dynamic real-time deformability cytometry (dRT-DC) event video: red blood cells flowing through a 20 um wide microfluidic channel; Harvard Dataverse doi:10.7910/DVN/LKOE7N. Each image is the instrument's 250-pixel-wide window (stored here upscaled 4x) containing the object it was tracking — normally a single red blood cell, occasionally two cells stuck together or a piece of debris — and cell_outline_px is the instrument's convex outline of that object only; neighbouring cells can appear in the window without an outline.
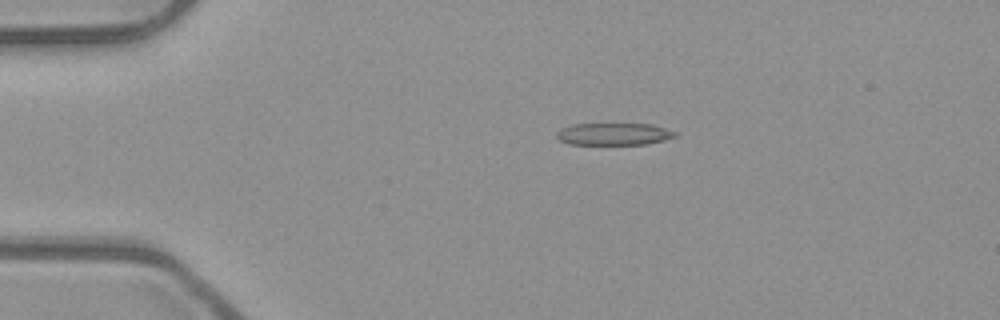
{"species": "common noctule bat (a hibernating species)", "species_latin": "Nyctalus noctula", "temperature_condition": "room temperature", "stored_images_in_passage": 42, "camera_frame_rate_fps": 3000, "um_per_image_px": 0.085, "animal": {"sex": "male", "body_mass_g": 23.1, "forearm_length_mm": 52.7}, "frame": {"image": 1, "passage_image": 1, "time_ms": 0.0, "image_size_px": [1000, 320], "cell_outline_px": [[676, 136], [664, 140], [648, 144], [568, 144], [560, 140], [556, 136], [556, 132], [572, 124], [652, 124], [676, 132]], "centroid_in_image_um": [52.18, 11.39], "position_along_channel_um": 32.8, "area_um2": 15.14}}
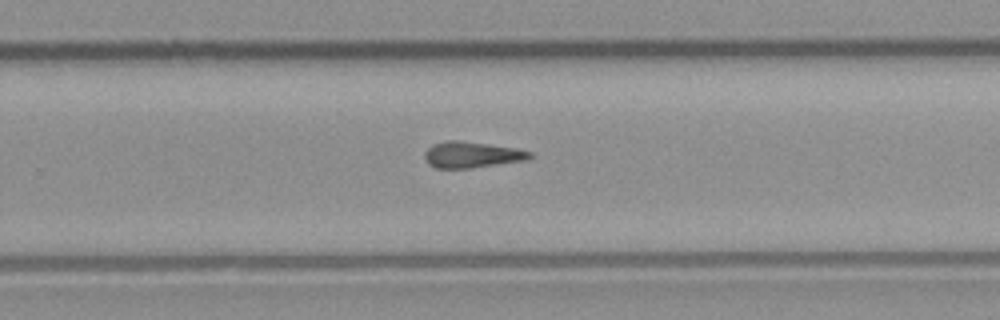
{"frame": {"image": 2, "passage_image": 24, "time_ms": 7.667, "image_size_px": [1000, 320], "cell_outline_px": [[532, 156], [528, 160], [468, 168], [436, 168], [424, 156], [424, 152], [432, 144], [444, 140], [460, 140], [516, 148], [532, 152]], "centroid_in_image_um": [40.12, 13.13], "position_along_channel_um": 289.7, "area_um2": 15.9}}
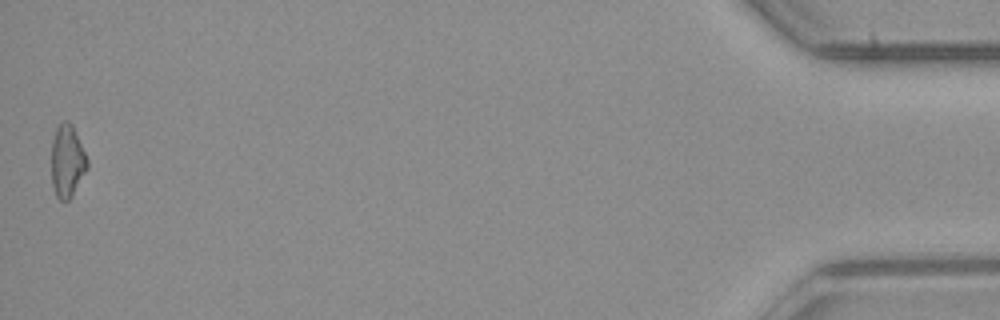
{"frame": {"image": 3, "passage_image": 42, "time_ms": 13.667, "image_size_px": [1000, 320], "cell_outline_px": [[88, 168], [72, 196], [68, 200], [60, 200], [56, 196], [52, 184], [52, 140], [56, 128], [64, 120], [68, 120], [72, 124], [88, 160]], "centroid_in_image_um": [5.72, 13.69], "position_along_channel_um": 429.5, "area_um2": 15.09}}